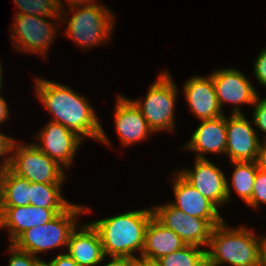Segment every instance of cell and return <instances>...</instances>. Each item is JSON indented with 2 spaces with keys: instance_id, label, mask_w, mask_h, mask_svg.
Wrapping results in <instances>:
<instances>
[{
  "instance_id": "obj_1",
  "label": "cell",
  "mask_w": 266,
  "mask_h": 266,
  "mask_svg": "<svg viewBox=\"0 0 266 266\" xmlns=\"http://www.w3.org/2000/svg\"><path fill=\"white\" fill-rule=\"evenodd\" d=\"M34 80L36 95L45 109L54 117L50 120L51 122L62 124L82 139L90 137L109 147L112 145L99 123L94 108L84 96L68 85L65 86L56 81H49L42 77H36Z\"/></svg>"
},
{
  "instance_id": "obj_2",
  "label": "cell",
  "mask_w": 266,
  "mask_h": 266,
  "mask_svg": "<svg viewBox=\"0 0 266 266\" xmlns=\"http://www.w3.org/2000/svg\"><path fill=\"white\" fill-rule=\"evenodd\" d=\"M153 209L145 208L90 222L98 231L105 256L111 259L139 258Z\"/></svg>"
},
{
  "instance_id": "obj_3",
  "label": "cell",
  "mask_w": 266,
  "mask_h": 266,
  "mask_svg": "<svg viewBox=\"0 0 266 266\" xmlns=\"http://www.w3.org/2000/svg\"><path fill=\"white\" fill-rule=\"evenodd\" d=\"M256 236L244 226L231 228L223 220L212 229L206 260L210 266H261L263 236Z\"/></svg>"
},
{
  "instance_id": "obj_4",
  "label": "cell",
  "mask_w": 266,
  "mask_h": 266,
  "mask_svg": "<svg viewBox=\"0 0 266 266\" xmlns=\"http://www.w3.org/2000/svg\"><path fill=\"white\" fill-rule=\"evenodd\" d=\"M95 2L97 1L70 7L69 20L66 17L69 15L68 12L63 10L60 14V20L67 24L65 35L84 50L98 44H105L110 39L115 26L114 12ZM64 15H66L65 18Z\"/></svg>"
},
{
  "instance_id": "obj_5",
  "label": "cell",
  "mask_w": 266,
  "mask_h": 266,
  "mask_svg": "<svg viewBox=\"0 0 266 266\" xmlns=\"http://www.w3.org/2000/svg\"><path fill=\"white\" fill-rule=\"evenodd\" d=\"M91 212L84 205L71 203L64 211L42 226L32 227L20 234L11 244L18 250L36 254L66 246L71 232L76 228L77 217Z\"/></svg>"
},
{
  "instance_id": "obj_6",
  "label": "cell",
  "mask_w": 266,
  "mask_h": 266,
  "mask_svg": "<svg viewBox=\"0 0 266 266\" xmlns=\"http://www.w3.org/2000/svg\"><path fill=\"white\" fill-rule=\"evenodd\" d=\"M178 88L167 70L161 71L148 89L144 99L133 103L139 108L153 132L173 131L175 127V102Z\"/></svg>"
},
{
  "instance_id": "obj_7",
  "label": "cell",
  "mask_w": 266,
  "mask_h": 266,
  "mask_svg": "<svg viewBox=\"0 0 266 266\" xmlns=\"http://www.w3.org/2000/svg\"><path fill=\"white\" fill-rule=\"evenodd\" d=\"M8 168L17 176L34 183L62 184L67 178L65 168L33 143L22 145L15 141Z\"/></svg>"
},
{
  "instance_id": "obj_8",
  "label": "cell",
  "mask_w": 266,
  "mask_h": 266,
  "mask_svg": "<svg viewBox=\"0 0 266 266\" xmlns=\"http://www.w3.org/2000/svg\"><path fill=\"white\" fill-rule=\"evenodd\" d=\"M48 17L16 14L11 26V40L19 51L24 53L39 54L43 57L48 55L50 44L56 38L58 22L47 20ZM57 26H56V25ZM57 28V29H56Z\"/></svg>"
},
{
  "instance_id": "obj_9",
  "label": "cell",
  "mask_w": 266,
  "mask_h": 266,
  "mask_svg": "<svg viewBox=\"0 0 266 266\" xmlns=\"http://www.w3.org/2000/svg\"><path fill=\"white\" fill-rule=\"evenodd\" d=\"M152 209L154 217L175 232L186 245H209L213 226L206 219L187 215L170 202Z\"/></svg>"
},
{
  "instance_id": "obj_10",
  "label": "cell",
  "mask_w": 266,
  "mask_h": 266,
  "mask_svg": "<svg viewBox=\"0 0 266 266\" xmlns=\"http://www.w3.org/2000/svg\"><path fill=\"white\" fill-rule=\"evenodd\" d=\"M193 169L179 170V174L216 207L231 199L229 182L221 169L208 158H194Z\"/></svg>"
},
{
  "instance_id": "obj_11",
  "label": "cell",
  "mask_w": 266,
  "mask_h": 266,
  "mask_svg": "<svg viewBox=\"0 0 266 266\" xmlns=\"http://www.w3.org/2000/svg\"><path fill=\"white\" fill-rule=\"evenodd\" d=\"M221 109L224 103L233 105L232 114H243L240 105H253L258 93L241 71L235 68L215 70L210 74Z\"/></svg>"
},
{
  "instance_id": "obj_12",
  "label": "cell",
  "mask_w": 266,
  "mask_h": 266,
  "mask_svg": "<svg viewBox=\"0 0 266 266\" xmlns=\"http://www.w3.org/2000/svg\"><path fill=\"white\" fill-rule=\"evenodd\" d=\"M39 144L33 143L44 154L60 166L70 168L75 153L83 139L59 123L49 121L35 136Z\"/></svg>"
},
{
  "instance_id": "obj_13",
  "label": "cell",
  "mask_w": 266,
  "mask_h": 266,
  "mask_svg": "<svg viewBox=\"0 0 266 266\" xmlns=\"http://www.w3.org/2000/svg\"><path fill=\"white\" fill-rule=\"evenodd\" d=\"M245 114H232L226 117V151L231 161L256 162L260 147L258 131L253 128Z\"/></svg>"
},
{
  "instance_id": "obj_14",
  "label": "cell",
  "mask_w": 266,
  "mask_h": 266,
  "mask_svg": "<svg viewBox=\"0 0 266 266\" xmlns=\"http://www.w3.org/2000/svg\"><path fill=\"white\" fill-rule=\"evenodd\" d=\"M175 201L170 202L187 215L206 219L213 227L220 224L224 218L218 208L188 183L178 172L172 181Z\"/></svg>"
},
{
  "instance_id": "obj_15",
  "label": "cell",
  "mask_w": 266,
  "mask_h": 266,
  "mask_svg": "<svg viewBox=\"0 0 266 266\" xmlns=\"http://www.w3.org/2000/svg\"><path fill=\"white\" fill-rule=\"evenodd\" d=\"M116 102L114 125L124 147L145 141L154 133L132 99L118 95Z\"/></svg>"
},
{
  "instance_id": "obj_16",
  "label": "cell",
  "mask_w": 266,
  "mask_h": 266,
  "mask_svg": "<svg viewBox=\"0 0 266 266\" xmlns=\"http://www.w3.org/2000/svg\"><path fill=\"white\" fill-rule=\"evenodd\" d=\"M183 91L190 110L200 120L225 115L219 106L211 75L191 77L184 84Z\"/></svg>"
},
{
  "instance_id": "obj_17",
  "label": "cell",
  "mask_w": 266,
  "mask_h": 266,
  "mask_svg": "<svg viewBox=\"0 0 266 266\" xmlns=\"http://www.w3.org/2000/svg\"><path fill=\"white\" fill-rule=\"evenodd\" d=\"M67 251L79 266H95L106 258L98 231L90 222L77 225L71 232Z\"/></svg>"
},
{
  "instance_id": "obj_18",
  "label": "cell",
  "mask_w": 266,
  "mask_h": 266,
  "mask_svg": "<svg viewBox=\"0 0 266 266\" xmlns=\"http://www.w3.org/2000/svg\"><path fill=\"white\" fill-rule=\"evenodd\" d=\"M190 140L184 145V150H191L195 158L206 159V153L224 154L226 151V116L201 120Z\"/></svg>"
},
{
  "instance_id": "obj_19",
  "label": "cell",
  "mask_w": 266,
  "mask_h": 266,
  "mask_svg": "<svg viewBox=\"0 0 266 266\" xmlns=\"http://www.w3.org/2000/svg\"><path fill=\"white\" fill-rule=\"evenodd\" d=\"M65 209H46L33 205L0 207L3 228H8L10 244L23 232L32 227L42 226Z\"/></svg>"
},
{
  "instance_id": "obj_20",
  "label": "cell",
  "mask_w": 266,
  "mask_h": 266,
  "mask_svg": "<svg viewBox=\"0 0 266 266\" xmlns=\"http://www.w3.org/2000/svg\"><path fill=\"white\" fill-rule=\"evenodd\" d=\"M184 246L186 244L175 232L165 227L153 216L146 228L144 248L140 258L156 262Z\"/></svg>"
},
{
  "instance_id": "obj_21",
  "label": "cell",
  "mask_w": 266,
  "mask_h": 266,
  "mask_svg": "<svg viewBox=\"0 0 266 266\" xmlns=\"http://www.w3.org/2000/svg\"><path fill=\"white\" fill-rule=\"evenodd\" d=\"M31 182L14 174L8 167L0 176V207L30 205Z\"/></svg>"
},
{
  "instance_id": "obj_22",
  "label": "cell",
  "mask_w": 266,
  "mask_h": 266,
  "mask_svg": "<svg viewBox=\"0 0 266 266\" xmlns=\"http://www.w3.org/2000/svg\"><path fill=\"white\" fill-rule=\"evenodd\" d=\"M62 184L31 182L30 205L46 209H66L72 202L61 194Z\"/></svg>"
},
{
  "instance_id": "obj_23",
  "label": "cell",
  "mask_w": 266,
  "mask_h": 266,
  "mask_svg": "<svg viewBox=\"0 0 266 266\" xmlns=\"http://www.w3.org/2000/svg\"><path fill=\"white\" fill-rule=\"evenodd\" d=\"M235 168L232 173V186L238 196L247 204L251 200L254 179L258 166L254 161H231Z\"/></svg>"
},
{
  "instance_id": "obj_24",
  "label": "cell",
  "mask_w": 266,
  "mask_h": 266,
  "mask_svg": "<svg viewBox=\"0 0 266 266\" xmlns=\"http://www.w3.org/2000/svg\"><path fill=\"white\" fill-rule=\"evenodd\" d=\"M205 260L206 248L186 245L178 251L163 256L156 263L160 266H200Z\"/></svg>"
},
{
  "instance_id": "obj_25",
  "label": "cell",
  "mask_w": 266,
  "mask_h": 266,
  "mask_svg": "<svg viewBox=\"0 0 266 266\" xmlns=\"http://www.w3.org/2000/svg\"><path fill=\"white\" fill-rule=\"evenodd\" d=\"M18 8L16 14L53 18L60 21L61 11L55 0H13Z\"/></svg>"
},
{
  "instance_id": "obj_26",
  "label": "cell",
  "mask_w": 266,
  "mask_h": 266,
  "mask_svg": "<svg viewBox=\"0 0 266 266\" xmlns=\"http://www.w3.org/2000/svg\"><path fill=\"white\" fill-rule=\"evenodd\" d=\"M10 253L8 266H44L41 257L33 256L30 253L16 249L12 244L9 245Z\"/></svg>"
},
{
  "instance_id": "obj_27",
  "label": "cell",
  "mask_w": 266,
  "mask_h": 266,
  "mask_svg": "<svg viewBox=\"0 0 266 266\" xmlns=\"http://www.w3.org/2000/svg\"><path fill=\"white\" fill-rule=\"evenodd\" d=\"M261 203L266 204V173L258 169L254 179L251 200L247 205L252 208H258Z\"/></svg>"
},
{
  "instance_id": "obj_28",
  "label": "cell",
  "mask_w": 266,
  "mask_h": 266,
  "mask_svg": "<svg viewBox=\"0 0 266 266\" xmlns=\"http://www.w3.org/2000/svg\"><path fill=\"white\" fill-rule=\"evenodd\" d=\"M259 94L253 104V123L260 131L265 134L266 138V97L259 98ZM266 140V139H265Z\"/></svg>"
},
{
  "instance_id": "obj_29",
  "label": "cell",
  "mask_w": 266,
  "mask_h": 266,
  "mask_svg": "<svg viewBox=\"0 0 266 266\" xmlns=\"http://www.w3.org/2000/svg\"><path fill=\"white\" fill-rule=\"evenodd\" d=\"M15 141L16 140L11 136L4 135L0 132V159H3V161L0 162V166L2 169L8 167L10 163L12 148ZM3 156L5 158H3Z\"/></svg>"
},
{
  "instance_id": "obj_30",
  "label": "cell",
  "mask_w": 266,
  "mask_h": 266,
  "mask_svg": "<svg viewBox=\"0 0 266 266\" xmlns=\"http://www.w3.org/2000/svg\"><path fill=\"white\" fill-rule=\"evenodd\" d=\"M254 75L258 83L266 86V47L260 51L254 62Z\"/></svg>"
},
{
  "instance_id": "obj_31",
  "label": "cell",
  "mask_w": 266,
  "mask_h": 266,
  "mask_svg": "<svg viewBox=\"0 0 266 266\" xmlns=\"http://www.w3.org/2000/svg\"><path fill=\"white\" fill-rule=\"evenodd\" d=\"M44 266H79L67 253L58 254L49 262H44Z\"/></svg>"
},
{
  "instance_id": "obj_32",
  "label": "cell",
  "mask_w": 266,
  "mask_h": 266,
  "mask_svg": "<svg viewBox=\"0 0 266 266\" xmlns=\"http://www.w3.org/2000/svg\"><path fill=\"white\" fill-rule=\"evenodd\" d=\"M258 169L266 173V140L260 143L258 157L256 160Z\"/></svg>"
},
{
  "instance_id": "obj_33",
  "label": "cell",
  "mask_w": 266,
  "mask_h": 266,
  "mask_svg": "<svg viewBox=\"0 0 266 266\" xmlns=\"http://www.w3.org/2000/svg\"><path fill=\"white\" fill-rule=\"evenodd\" d=\"M9 115H10V111H9L8 104L5 101V99L0 95V125L3 124V122L10 119Z\"/></svg>"
},
{
  "instance_id": "obj_34",
  "label": "cell",
  "mask_w": 266,
  "mask_h": 266,
  "mask_svg": "<svg viewBox=\"0 0 266 266\" xmlns=\"http://www.w3.org/2000/svg\"><path fill=\"white\" fill-rule=\"evenodd\" d=\"M95 0H66L67 5H69L68 7H72V6H78V5H82V4H87L90 2H94ZM56 5L58 7V9L60 11H63L64 8V3L62 2V0H55Z\"/></svg>"
},
{
  "instance_id": "obj_35",
  "label": "cell",
  "mask_w": 266,
  "mask_h": 266,
  "mask_svg": "<svg viewBox=\"0 0 266 266\" xmlns=\"http://www.w3.org/2000/svg\"><path fill=\"white\" fill-rule=\"evenodd\" d=\"M124 266H148V261L141 258L124 259Z\"/></svg>"
},
{
  "instance_id": "obj_36",
  "label": "cell",
  "mask_w": 266,
  "mask_h": 266,
  "mask_svg": "<svg viewBox=\"0 0 266 266\" xmlns=\"http://www.w3.org/2000/svg\"><path fill=\"white\" fill-rule=\"evenodd\" d=\"M104 266H124V259H111V261Z\"/></svg>"
},
{
  "instance_id": "obj_37",
  "label": "cell",
  "mask_w": 266,
  "mask_h": 266,
  "mask_svg": "<svg viewBox=\"0 0 266 266\" xmlns=\"http://www.w3.org/2000/svg\"><path fill=\"white\" fill-rule=\"evenodd\" d=\"M262 265L266 266V235L263 236V258Z\"/></svg>"
},
{
  "instance_id": "obj_38",
  "label": "cell",
  "mask_w": 266,
  "mask_h": 266,
  "mask_svg": "<svg viewBox=\"0 0 266 266\" xmlns=\"http://www.w3.org/2000/svg\"><path fill=\"white\" fill-rule=\"evenodd\" d=\"M2 63H0V90L3 89L1 88L2 87V84H3V78H2V75H3V68H2Z\"/></svg>"
},
{
  "instance_id": "obj_39",
  "label": "cell",
  "mask_w": 266,
  "mask_h": 266,
  "mask_svg": "<svg viewBox=\"0 0 266 266\" xmlns=\"http://www.w3.org/2000/svg\"><path fill=\"white\" fill-rule=\"evenodd\" d=\"M148 266H160L154 261H148Z\"/></svg>"
},
{
  "instance_id": "obj_40",
  "label": "cell",
  "mask_w": 266,
  "mask_h": 266,
  "mask_svg": "<svg viewBox=\"0 0 266 266\" xmlns=\"http://www.w3.org/2000/svg\"><path fill=\"white\" fill-rule=\"evenodd\" d=\"M200 266H210L207 260H205Z\"/></svg>"
},
{
  "instance_id": "obj_41",
  "label": "cell",
  "mask_w": 266,
  "mask_h": 266,
  "mask_svg": "<svg viewBox=\"0 0 266 266\" xmlns=\"http://www.w3.org/2000/svg\"><path fill=\"white\" fill-rule=\"evenodd\" d=\"M0 228L3 229V219H0Z\"/></svg>"
}]
</instances>
